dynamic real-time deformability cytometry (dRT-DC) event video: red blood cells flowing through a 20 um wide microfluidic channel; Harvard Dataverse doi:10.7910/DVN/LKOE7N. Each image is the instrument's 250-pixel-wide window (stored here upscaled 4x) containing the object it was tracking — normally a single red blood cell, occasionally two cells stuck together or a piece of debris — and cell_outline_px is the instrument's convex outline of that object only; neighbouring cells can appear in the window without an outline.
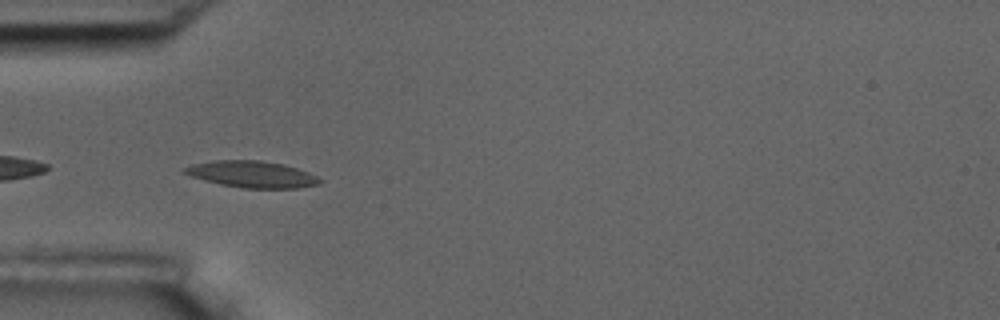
{"species": "common noctule bat (a hibernating species)", "species_latin": "Nyctalus noctula", "temperature_condition": "room temperature", "stored_images_in_passage": 13, "camera_frame_rate_fps": 3000, "um_per_image_px": 0.085, "animal": {"sex": "male", "body_mass_g": 17.5, "forearm_length_mm": 52.3}, "frame": {"image": 1, "passage_image": 2, "time_ms": 0.333, "image_size_px": [1000, 320], "cell_outline_px": [[324, 180], [320, 184], [296, 188], [244, 188], [220, 184], [204, 180], [192, 176], [184, 172], [180, 168], [192, 164], [216, 160], [260, 160], [284, 164], [308, 172]], "centroid_in_image_um": [21.42, 14.81], "position_along_channel_um": 63.6, "area_um2": 20.92}}